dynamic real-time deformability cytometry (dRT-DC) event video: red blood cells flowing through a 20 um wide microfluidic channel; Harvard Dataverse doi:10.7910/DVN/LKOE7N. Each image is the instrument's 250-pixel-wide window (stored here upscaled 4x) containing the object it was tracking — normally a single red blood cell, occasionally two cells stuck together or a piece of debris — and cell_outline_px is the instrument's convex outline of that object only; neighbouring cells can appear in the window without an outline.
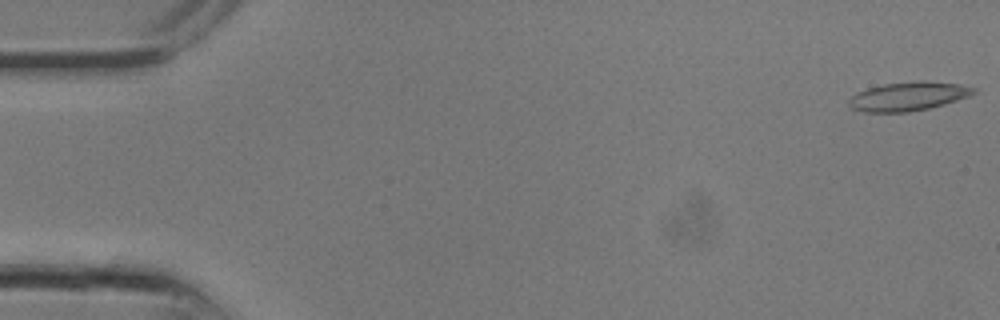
{"species": "common noctule bat (a hibernating species)", "species_latin": "Nyctalus noctula", "temperature_condition": "room temperature", "stored_images_in_passage": 12, "camera_frame_rate_fps": 3000, "um_per_image_px": 0.085, "animal": {"sex": "male", "body_mass_g": 13.3}, "frame": {"image": 1, "passage_image": 1, "time_ms": 0.0, "image_size_px": [1000, 320], "cell_outline_px": [[976, 92], [968, 96], [944, 104], [928, 108], [908, 112], [864, 112], [852, 108], [848, 104], [848, 100], [852, 96], [868, 88], [884, 84], [920, 80], [924, 80], [960, 84], [976, 88]], "centroid_in_image_um": [77.21, 8.18], "position_along_channel_um": 7.8, "area_um2": 20.81}}
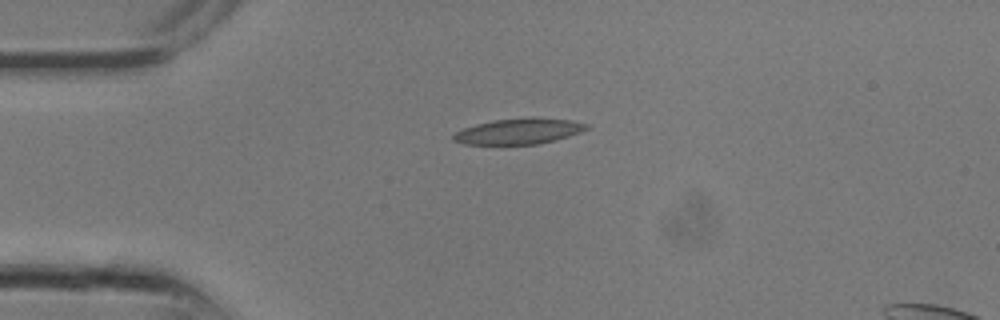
{"frame": {"image": 2, "passage_image": 7, "time_ms": 2.0, "image_size_px": [1000, 320], "cell_outline_px": [[588, 128], [580, 132], [556, 140], [536, 144], [464, 144], [452, 140], [452, 136], [456, 132], [464, 128], [476, 124], [492, 120], [532, 116], [572, 120], [588, 124]], "centroid_in_image_um": [44.11, 11.14], "position_along_channel_um": 40.9, "area_um2": 20.11}}
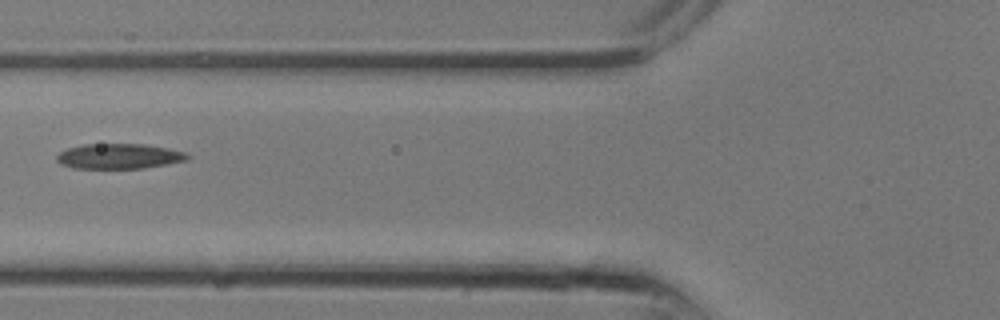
{"frame": {"image": 3, "passage_image": 11, "time_ms": 3.333, "image_size_px": [1000, 320], "cell_outline_px": [[188, 160], [168, 164], [144, 168], [72, 168], [60, 164], [56, 160], [56, 156], [60, 152], [68, 148], [84, 144], [148, 144], [168, 148], [184, 152], [188, 156]], "centroid_in_image_um": [10.11, 13.28], "position_along_channel_um": 115.7, "area_um2": 19.19}}